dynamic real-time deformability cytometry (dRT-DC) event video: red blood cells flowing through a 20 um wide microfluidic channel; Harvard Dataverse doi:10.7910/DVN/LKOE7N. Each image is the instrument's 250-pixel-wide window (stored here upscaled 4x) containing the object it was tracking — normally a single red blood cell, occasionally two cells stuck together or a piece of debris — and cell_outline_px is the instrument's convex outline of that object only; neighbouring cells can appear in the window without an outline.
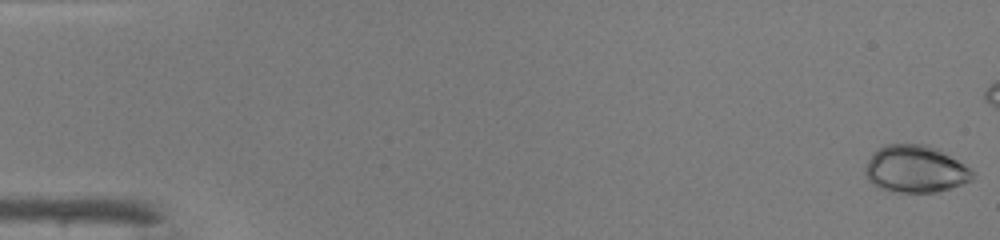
{"species": "common noctule bat (a hibernating species)", "species_latin": "Nyctalus noctula", "temperature_condition": "warm", "stored_images_in_passage": 40, "camera_frame_rate_fps": 3000, "um_per_image_px": 0.085, "animal": {"sex": "male", "body_mass_g": 19.0, "forearm_length_mm": 50.8}, "frame": {"image": 1, "passage_image": 1, "time_ms": 0.0, "image_size_px": [1000, 240], "cell_outline_px": [[972, 180], [936, 192], [896, 192], [880, 188], [872, 184], [868, 180], [864, 172], [864, 168], [872, 152], [876, 148], [884, 144], [924, 144], [940, 148], [968, 168], [972, 172]], "centroid_in_image_um": [77.74, 14.34], "position_along_channel_um": 7.3, "area_um2": 29.54}}
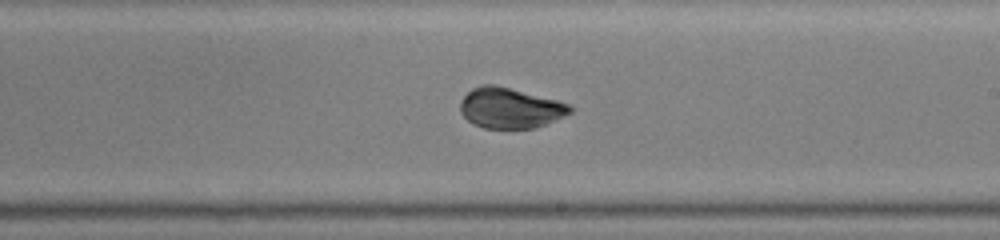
{"frame": {"image": 2, "passage_image": 29, "time_ms": 9.333, "image_size_px": [1000, 240], "cell_outline_px": [[572, 112], [536, 128], [484, 128], [472, 124], [460, 112], [460, 100], [472, 88], [480, 84], [496, 84], [556, 100], [568, 104], [572, 108]], "centroid_in_image_um": [43.31, 9.17], "position_along_channel_um": 245.7, "area_um2": 25.84}}
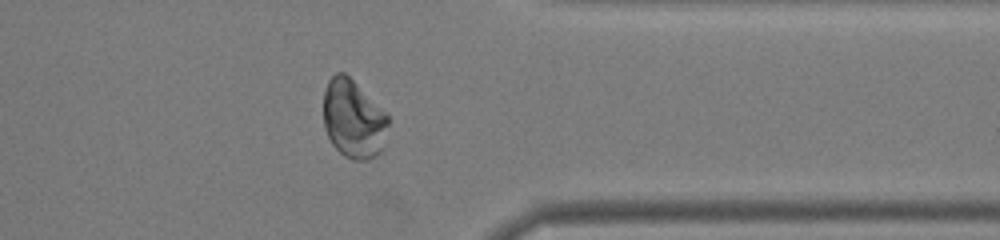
{"frame": {"image": 3, "passage_image": 39, "time_ms": 12.667, "image_size_px": [1000, 240], "cell_outline_px": [[388, 124], [384, 148], [376, 156], [368, 160], [352, 160], [344, 156], [332, 144], [324, 128], [324, 88], [328, 80], [336, 72], [344, 72], [388, 116]], "centroid_in_image_um": [30.02, 10.15], "position_along_channel_um": 381.4, "area_um2": 29.48}}